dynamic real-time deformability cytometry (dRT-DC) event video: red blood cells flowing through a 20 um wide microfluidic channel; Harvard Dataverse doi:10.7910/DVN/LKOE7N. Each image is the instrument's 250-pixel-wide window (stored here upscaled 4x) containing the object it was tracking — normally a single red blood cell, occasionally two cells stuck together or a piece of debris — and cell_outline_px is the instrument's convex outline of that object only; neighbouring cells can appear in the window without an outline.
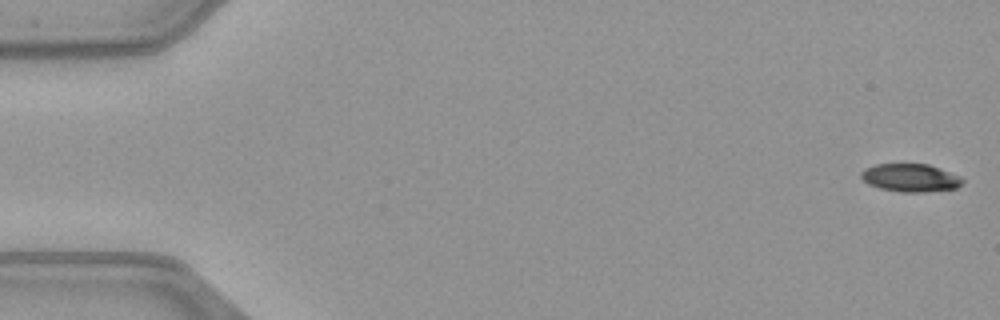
{"species": "common noctule bat (a hibernating species)", "species_latin": "Nyctalus noctula", "temperature_condition": "warm", "stored_images_in_passage": 51, "camera_frame_rate_fps": 3000, "um_per_image_px": 0.085, "animal": {"sex": "female", "body_mass_g": 21.9}, "frame": {"image": 1, "passage_image": 1, "time_ms": 0.0, "image_size_px": [1000, 320], "cell_outline_px": [[964, 180], [956, 188], [924, 192], [900, 192], [880, 188], [868, 184], [860, 176], [860, 172], [864, 168], [876, 164], [928, 164], [960, 176]], "centroid_in_image_um": [77.35, 15.11], "position_along_channel_um": 7.6, "area_um2": 16.47}}
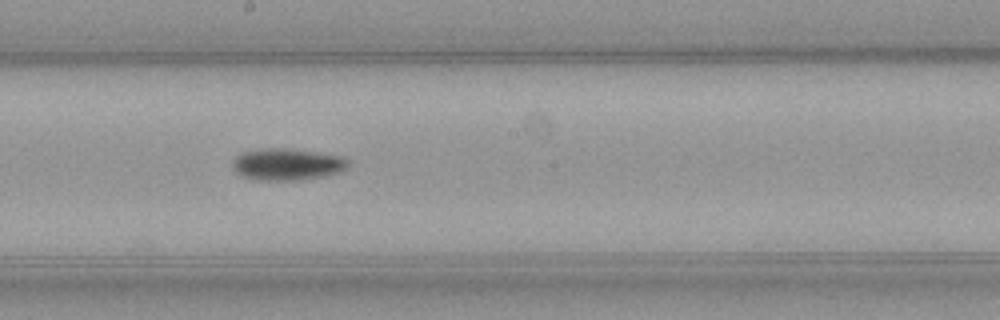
{"frame": {"image": 2, "passage_image": 28, "time_ms": 9.0, "image_size_px": [1000, 320], "cell_outline_px": [[348, 168], [340, 172], [324, 176], [300, 180], [256, 180], [240, 176], [232, 168], [232, 160], [236, 156], [244, 152], [264, 148], [284, 148], [316, 152], [340, 156], [348, 160]], "centroid_in_image_um": [24.38, 13.98], "position_along_channel_um": 223.8, "area_um2": 21.5}}
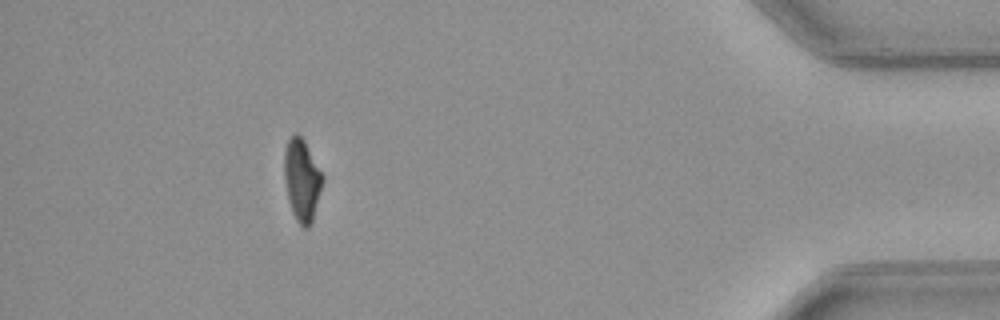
{"frame": {"image": 3, "passage_image": 46, "time_ms": 15.0, "image_size_px": [1000, 320], "cell_outline_px": [[324, 180], [312, 224], [308, 228], [304, 228], [296, 220], [292, 212], [288, 200], [284, 176], [284, 152], [288, 140], [296, 132], [304, 140], [324, 176]], "centroid_in_image_um": [25.67, 15.33], "position_along_channel_um": 409.5, "area_um2": 18.44}, "authors_computed_cell_mechanics": {"area_um2": 19.1896, "velocity_mm_per_s": 4.0772, "shape_relaxation_time_tau1_ms": 7.4895, "shape_relaxation_time_tau2_ms": null, "deformation_change_tau1": 0.21, "deformation_change_tau2": null}}